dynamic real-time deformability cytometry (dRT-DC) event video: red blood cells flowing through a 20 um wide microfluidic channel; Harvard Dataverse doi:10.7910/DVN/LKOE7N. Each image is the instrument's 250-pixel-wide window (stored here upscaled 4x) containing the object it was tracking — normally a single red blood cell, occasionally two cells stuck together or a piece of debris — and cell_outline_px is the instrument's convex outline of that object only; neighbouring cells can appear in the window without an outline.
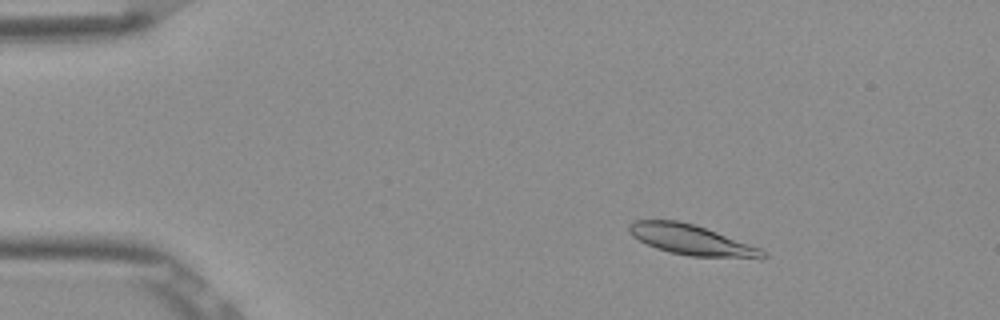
{"species": "Egyptian fruit bat (a non-hibernating species)", "species_latin": "Rousettus aegyptiacus", "temperature_condition": "room temperature", "stored_images_in_passage": 3, "camera_frame_rate_fps": 3000, "um_per_image_px": 0.085, "frame": {"image": 1, "passage_image": 1, "time_ms": 0.0, "image_size_px": [1000, 320], "cell_outline_px": [[768, 256], [764, 260], [760, 260], [688, 256], [656, 248], [632, 236], [628, 232], [628, 224], [632, 220], [676, 220], [696, 224], [760, 248], [768, 252]], "centroid_in_image_um": [58.87, 20.42], "position_along_channel_um": 26.1, "area_um2": 24.16}}